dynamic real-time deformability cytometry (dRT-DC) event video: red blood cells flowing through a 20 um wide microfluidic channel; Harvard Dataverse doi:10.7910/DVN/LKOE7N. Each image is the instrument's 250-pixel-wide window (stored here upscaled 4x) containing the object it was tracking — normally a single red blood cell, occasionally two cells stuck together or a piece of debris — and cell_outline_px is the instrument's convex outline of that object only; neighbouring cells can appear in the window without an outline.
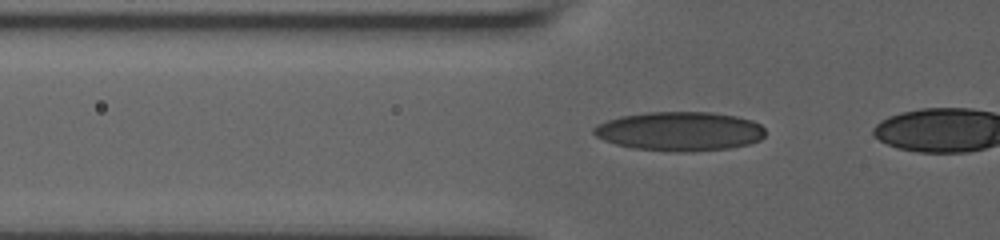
{"species": "human", "species_latin": "Homo sapiens", "temperature_condition": "room temperature", "stored_images_in_passage": 5, "camera_frame_rate_fps": 3000, "um_per_image_px": 0.085, "donor": {"sex": "male"}, "frame": {"image": 1, "passage_image": 3, "time_ms": 0.667, "image_size_px": [1000, 240], "cell_outline_px": [[764, 136], [760, 140], [748, 144], [728, 148], [692, 152], [672, 152], [632, 148], [616, 144], [604, 140], [596, 136], [592, 132], [592, 128], [596, 124], [620, 116], [648, 112], [712, 112], [736, 116], [752, 120], [760, 124], [764, 128]], "centroid_in_image_um": [57.76, 11.16], "position_along_channel_um": 68.0, "area_um2": 39.36}}